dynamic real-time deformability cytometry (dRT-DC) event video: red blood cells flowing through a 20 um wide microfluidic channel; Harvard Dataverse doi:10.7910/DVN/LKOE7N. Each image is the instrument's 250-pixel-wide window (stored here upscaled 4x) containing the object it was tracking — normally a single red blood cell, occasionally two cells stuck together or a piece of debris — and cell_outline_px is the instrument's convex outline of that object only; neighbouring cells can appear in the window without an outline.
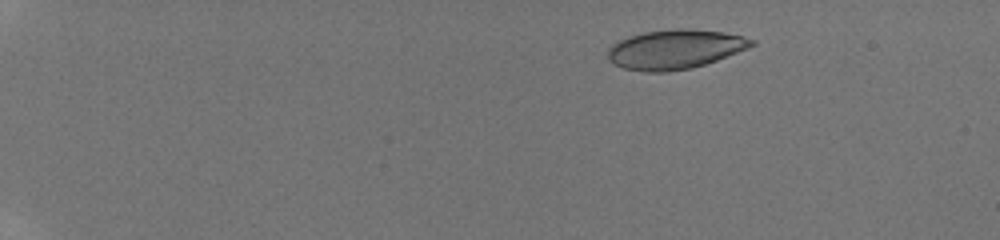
{"species": "human", "species_latin": "Homo sapiens", "temperature_condition": "room temperature", "stored_images_in_passage": 12, "camera_frame_rate_fps": 3000, "um_per_image_px": 0.085, "donor": {"sex": "male"}, "frame": {"image": 1, "passage_image": 4, "time_ms": 3.0, "image_size_px": [1000, 240], "cell_outline_px": [[756, 44], [748, 48], [716, 60], [692, 68], [668, 72], [644, 72], [624, 68], [608, 60], [608, 48], [612, 44], [628, 36], [644, 32], [672, 28], [688, 28], [724, 32], [756, 40]], "centroid_in_image_um": [57.36, 4.18], "position_along_channel_um": 27.6, "area_um2": 33.06}}
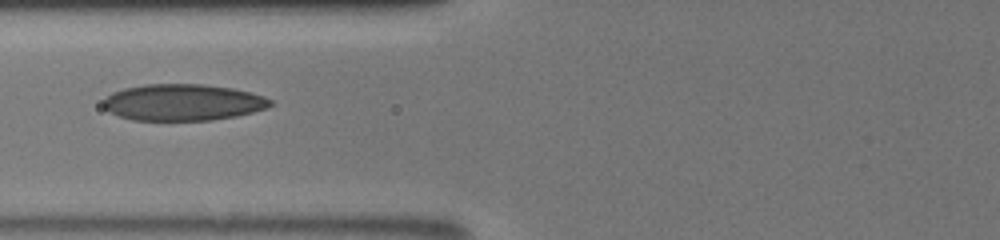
{"frame": {"image": 2, "passage_image": 9, "time_ms": 8.333, "image_size_px": [1000, 240], "cell_outline_px": [[276, 104], [268, 108], [236, 116], [212, 120], [132, 120], [120, 116], [104, 108], [104, 100], [112, 92], [124, 88], [144, 84], [204, 84], [232, 88], [264, 96], [272, 100]], "centroid_in_image_um": [15.59, 8.7], "position_along_channel_um": 110.2, "area_um2": 35.55}}
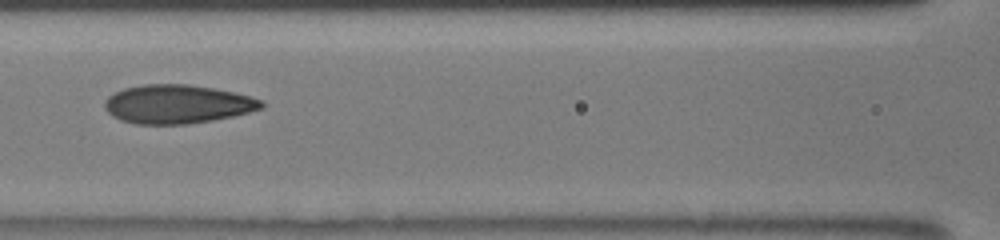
{"frame": {"image": 3, "passage_image": 10, "time_ms": 9.333, "image_size_px": [1000, 240], "cell_outline_px": [[264, 108], [232, 116], [212, 120], [184, 124], [136, 124], [120, 120], [112, 116], [104, 108], [104, 100], [108, 96], [124, 88], [144, 84], [188, 84], [212, 88], [252, 96], [264, 100]], "centroid_in_image_um": [15.07, 8.85], "position_along_channel_um": 151.5, "area_um2": 35.43}}